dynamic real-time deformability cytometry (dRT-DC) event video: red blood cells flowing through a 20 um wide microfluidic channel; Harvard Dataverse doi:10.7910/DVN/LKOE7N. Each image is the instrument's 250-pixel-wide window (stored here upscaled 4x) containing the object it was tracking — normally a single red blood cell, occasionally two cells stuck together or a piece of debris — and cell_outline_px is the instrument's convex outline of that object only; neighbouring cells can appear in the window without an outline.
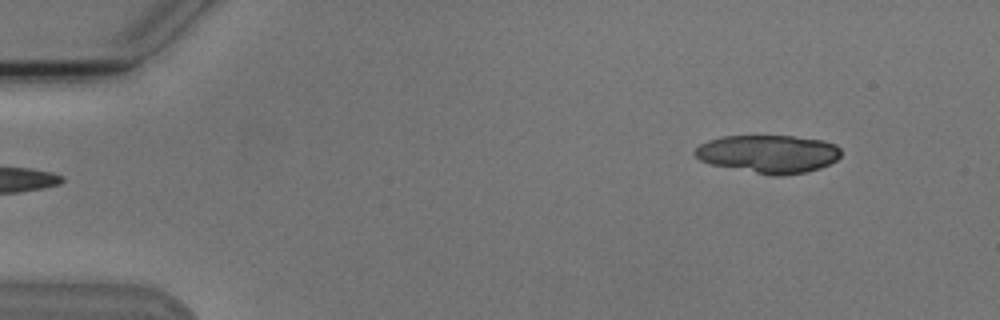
{"species": "Egyptian fruit bat (a non-hibernating species)", "species_latin": "Rousettus aegyptiacus", "temperature_condition": "cold", "stored_images_in_passage": 4, "segment_of_instrument_passage": [2, 2], "camera_frame_rate_fps": 3000, "um_per_image_px": 0.085, "animal": {"sex": "male"}, "frame": {"image": 1, "passage_image": 4, "time_ms": 3.667, "image_size_px": [1000, 320], "cell_outline_px": [[840, 156], [836, 160], [820, 168], [804, 172], [780, 176], [772, 176], [712, 164], [700, 160], [692, 152], [700, 144], [708, 140], [724, 136], [792, 136], [824, 140], [836, 144], [840, 148]], "centroid_in_image_um": [65.32, 13.08], "position_along_channel_um": 19.7, "area_um2": 32.31}}